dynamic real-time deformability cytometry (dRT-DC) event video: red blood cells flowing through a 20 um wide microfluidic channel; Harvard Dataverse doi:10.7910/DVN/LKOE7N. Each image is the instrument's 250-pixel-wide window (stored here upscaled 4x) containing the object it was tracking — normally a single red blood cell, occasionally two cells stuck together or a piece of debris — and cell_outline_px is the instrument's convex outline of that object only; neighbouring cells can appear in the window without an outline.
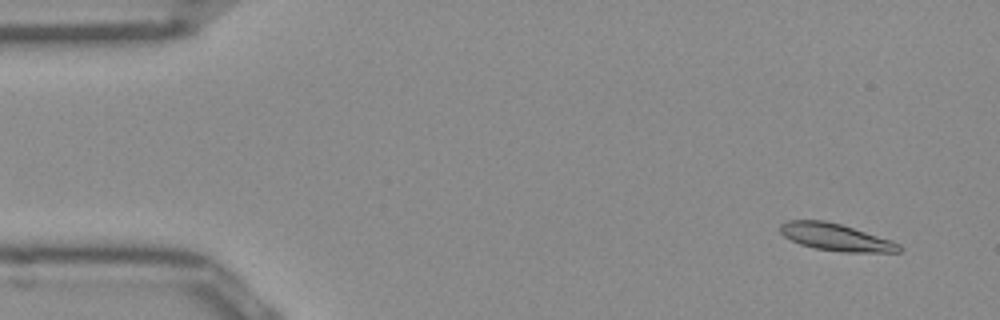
{"species": "Egyptian fruit bat (a non-hibernating species)", "species_latin": "Rousettus aegyptiacus", "temperature_condition": "room temperature", "stored_images_in_passage": 51, "camera_frame_rate_fps": 3000, "um_per_image_px": 0.085, "frame": {"image": 1, "passage_image": 4, "time_ms": 1.0, "image_size_px": [1000, 320], "cell_outline_px": [[904, 248], [900, 252], [844, 252], [816, 248], [800, 244], [784, 236], [780, 232], [780, 224], [788, 220], [824, 220], [840, 224], [892, 240], [900, 244]], "centroid_in_image_um": [71.07, 20.16], "position_along_channel_um": 13.9, "area_um2": 18.73}}
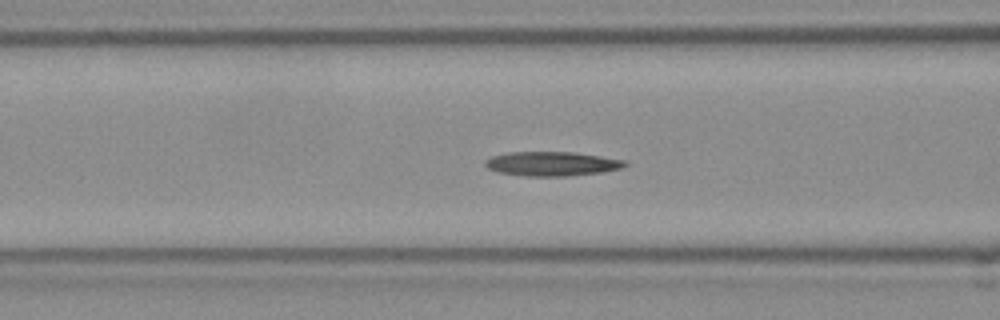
{"frame": {"image": 2, "passage_image": 20, "time_ms": 6.333, "image_size_px": [1000, 320], "cell_outline_px": [[628, 164], [624, 168], [604, 172], [568, 176], [524, 176], [496, 172], [488, 168], [484, 164], [484, 160], [492, 156], [512, 152], [572, 152], [628, 160]], "centroid_in_image_um": [46.95, 13.93], "position_along_channel_um": 119.7, "area_um2": 20.0}}
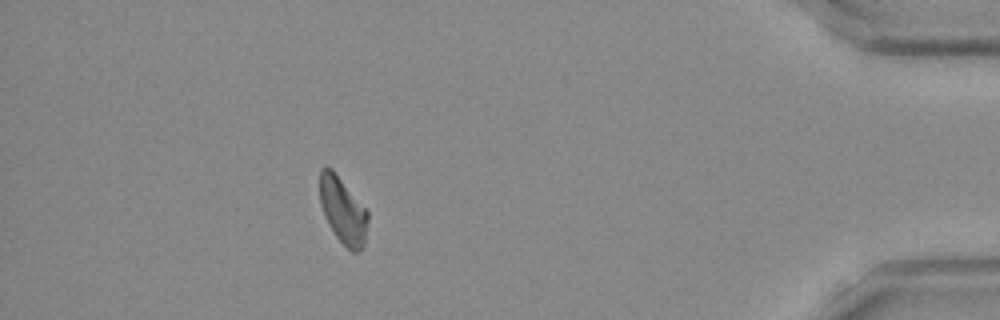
{"frame": {"image": 3, "passage_image": 46, "time_ms": 15.0, "image_size_px": [1000, 320], "cell_outline_px": [[368, 220], [364, 244], [360, 252], [352, 252], [336, 236], [328, 224], [324, 216], [320, 204], [320, 168], [332, 168], [368, 212]], "centroid_in_image_um": [29.14, 17.9], "position_along_channel_um": 406.1, "area_um2": 18.38}}